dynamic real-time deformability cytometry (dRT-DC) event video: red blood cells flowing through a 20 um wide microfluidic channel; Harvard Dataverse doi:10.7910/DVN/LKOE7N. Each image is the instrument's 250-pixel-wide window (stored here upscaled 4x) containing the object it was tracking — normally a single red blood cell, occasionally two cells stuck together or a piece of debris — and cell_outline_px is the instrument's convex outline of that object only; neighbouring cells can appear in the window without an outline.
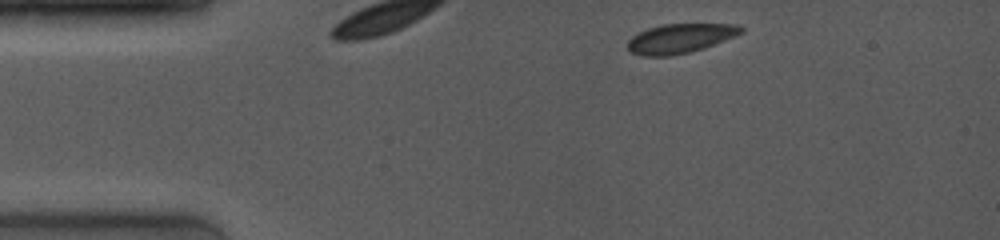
{"species": "common noctule bat (a hibernating species)", "species_latin": "Nyctalus noctula", "temperature_condition": "room temperature", "stored_images_in_passage": 4, "camera_frame_rate_fps": 4000, "um_per_image_px": 0.085, "animal": {"sex": "female", "body_mass_g": 19.0, "forearm_length_mm": 53.3}, "frame": {"image": 1, "passage_image": 1, "time_ms": 0.0, "image_size_px": [1000, 240], "cell_outline_px": [[744, 32], [704, 48], [688, 52], [668, 56], [640, 56], [628, 52], [628, 40], [632, 36], [648, 28], [660, 24], [740, 24], [744, 28]], "centroid_in_image_um": [57.79, 3.26], "position_along_channel_um": 27.2, "area_um2": 19.48}}
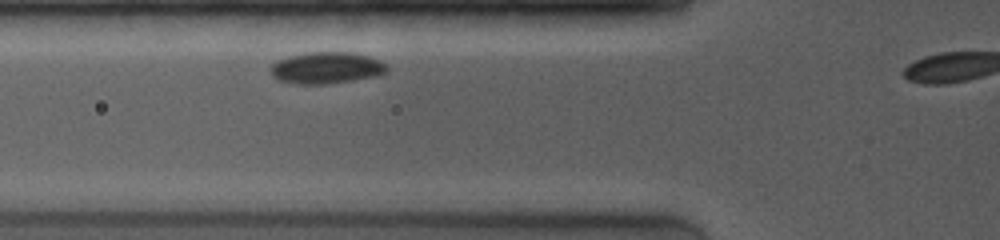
{"frame": {"image": 2, "passage_image": 3, "time_ms": 1.5, "image_size_px": [1000, 240], "cell_outline_px": [[388, 72], [376, 76], [352, 80], [324, 84], [296, 84], [280, 80], [272, 76], [272, 64], [276, 60], [288, 56], [308, 52], [352, 52], [368, 56], [380, 60], [388, 68]], "centroid_in_image_um": [27.75, 5.76], "position_along_channel_um": 98.0, "area_um2": 21.39}}